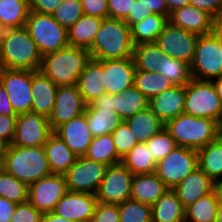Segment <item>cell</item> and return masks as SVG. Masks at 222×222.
Here are the masks:
<instances>
[{
    "instance_id": "cell-1",
    "label": "cell",
    "mask_w": 222,
    "mask_h": 222,
    "mask_svg": "<svg viewBox=\"0 0 222 222\" xmlns=\"http://www.w3.org/2000/svg\"><path fill=\"white\" fill-rule=\"evenodd\" d=\"M88 51L94 59L132 58L134 43L130 26L122 19L104 18Z\"/></svg>"
},
{
    "instance_id": "cell-2",
    "label": "cell",
    "mask_w": 222,
    "mask_h": 222,
    "mask_svg": "<svg viewBox=\"0 0 222 222\" xmlns=\"http://www.w3.org/2000/svg\"><path fill=\"white\" fill-rule=\"evenodd\" d=\"M3 169L28 186L52 174L44 146H5Z\"/></svg>"
},
{
    "instance_id": "cell-3",
    "label": "cell",
    "mask_w": 222,
    "mask_h": 222,
    "mask_svg": "<svg viewBox=\"0 0 222 222\" xmlns=\"http://www.w3.org/2000/svg\"><path fill=\"white\" fill-rule=\"evenodd\" d=\"M90 59L88 50L68 45L42 56L39 71L58 86L77 85L78 78Z\"/></svg>"
},
{
    "instance_id": "cell-4",
    "label": "cell",
    "mask_w": 222,
    "mask_h": 222,
    "mask_svg": "<svg viewBox=\"0 0 222 222\" xmlns=\"http://www.w3.org/2000/svg\"><path fill=\"white\" fill-rule=\"evenodd\" d=\"M41 60L42 56L25 26L5 30L0 51L3 68L39 71Z\"/></svg>"
},
{
    "instance_id": "cell-5",
    "label": "cell",
    "mask_w": 222,
    "mask_h": 222,
    "mask_svg": "<svg viewBox=\"0 0 222 222\" xmlns=\"http://www.w3.org/2000/svg\"><path fill=\"white\" fill-rule=\"evenodd\" d=\"M179 146L199 150L220 136V124L209 118L181 114L165 123Z\"/></svg>"
},
{
    "instance_id": "cell-6",
    "label": "cell",
    "mask_w": 222,
    "mask_h": 222,
    "mask_svg": "<svg viewBox=\"0 0 222 222\" xmlns=\"http://www.w3.org/2000/svg\"><path fill=\"white\" fill-rule=\"evenodd\" d=\"M190 70L195 80L212 81L222 76L220 25L213 33L199 35Z\"/></svg>"
},
{
    "instance_id": "cell-7",
    "label": "cell",
    "mask_w": 222,
    "mask_h": 222,
    "mask_svg": "<svg viewBox=\"0 0 222 222\" xmlns=\"http://www.w3.org/2000/svg\"><path fill=\"white\" fill-rule=\"evenodd\" d=\"M25 27L41 56L69 45L67 28L61 26L51 14L30 11Z\"/></svg>"
},
{
    "instance_id": "cell-8",
    "label": "cell",
    "mask_w": 222,
    "mask_h": 222,
    "mask_svg": "<svg viewBox=\"0 0 222 222\" xmlns=\"http://www.w3.org/2000/svg\"><path fill=\"white\" fill-rule=\"evenodd\" d=\"M184 113L221 123L222 102L212 81L191 79L186 84Z\"/></svg>"
},
{
    "instance_id": "cell-9",
    "label": "cell",
    "mask_w": 222,
    "mask_h": 222,
    "mask_svg": "<svg viewBox=\"0 0 222 222\" xmlns=\"http://www.w3.org/2000/svg\"><path fill=\"white\" fill-rule=\"evenodd\" d=\"M198 167L197 150L178 146L156 163L154 173L169 189H173Z\"/></svg>"
},
{
    "instance_id": "cell-10",
    "label": "cell",
    "mask_w": 222,
    "mask_h": 222,
    "mask_svg": "<svg viewBox=\"0 0 222 222\" xmlns=\"http://www.w3.org/2000/svg\"><path fill=\"white\" fill-rule=\"evenodd\" d=\"M107 165L78 157L76 162L63 174L70 192L96 194L104 178Z\"/></svg>"
},
{
    "instance_id": "cell-11",
    "label": "cell",
    "mask_w": 222,
    "mask_h": 222,
    "mask_svg": "<svg viewBox=\"0 0 222 222\" xmlns=\"http://www.w3.org/2000/svg\"><path fill=\"white\" fill-rule=\"evenodd\" d=\"M134 175L121 162L107 166L104 178L96 192L99 203L120 204L130 200Z\"/></svg>"
},
{
    "instance_id": "cell-12",
    "label": "cell",
    "mask_w": 222,
    "mask_h": 222,
    "mask_svg": "<svg viewBox=\"0 0 222 222\" xmlns=\"http://www.w3.org/2000/svg\"><path fill=\"white\" fill-rule=\"evenodd\" d=\"M0 85L6 90L8 100L17 115L31 112L32 71L3 68L0 74Z\"/></svg>"
},
{
    "instance_id": "cell-13",
    "label": "cell",
    "mask_w": 222,
    "mask_h": 222,
    "mask_svg": "<svg viewBox=\"0 0 222 222\" xmlns=\"http://www.w3.org/2000/svg\"><path fill=\"white\" fill-rule=\"evenodd\" d=\"M85 115L93 137L111 134L123 121L115 108L114 94H103L86 106Z\"/></svg>"
},
{
    "instance_id": "cell-14",
    "label": "cell",
    "mask_w": 222,
    "mask_h": 222,
    "mask_svg": "<svg viewBox=\"0 0 222 222\" xmlns=\"http://www.w3.org/2000/svg\"><path fill=\"white\" fill-rule=\"evenodd\" d=\"M199 35L169 22L157 37L156 44L167 55L191 64Z\"/></svg>"
},
{
    "instance_id": "cell-15",
    "label": "cell",
    "mask_w": 222,
    "mask_h": 222,
    "mask_svg": "<svg viewBox=\"0 0 222 222\" xmlns=\"http://www.w3.org/2000/svg\"><path fill=\"white\" fill-rule=\"evenodd\" d=\"M53 130L48 118L34 112L18 114L15 136L11 145L20 147L44 146Z\"/></svg>"
},
{
    "instance_id": "cell-16",
    "label": "cell",
    "mask_w": 222,
    "mask_h": 222,
    "mask_svg": "<svg viewBox=\"0 0 222 222\" xmlns=\"http://www.w3.org/2000/svg\"><path fill=\"white\" fill-rule=\"evenodd\" d=\"M67 192L64 175L51 174L29 185L28 201L42 213L53 212Z\"/></svg>"
},
{
    "instance_id": "cell-17",
    "label": "cell",
    "mask_w": 222,
    "mask_h": 222,
    "mask_svg": "<svg viewBox=\"0 0 222 222\" xmlns=\"http://www.w3.org/2000/svg\"><path fill=\"white\" fill-rule=\"evenodd\" d=\"M86 106L77 85L58 86L54 107L48 117L51 129L54 131L61 124L83 114Z\"/></svg>"
},
{
    "instance_id": "cell-18",
    "label": "cell",
    "mask_w": 222,
    "mask_h": 222,
    "mask_svg": "<svg viewBox=\"0 0 222 222\" xmlns=\"http://www.w3.org/2000/svg\"><path fill=\"white\" fill-rule=\"evenodd\" d=\"M97 203L95 194L68 191L57 202L53 212L73 222H90Z\"/></svg>"
},
{
    "instance_id": "cell-19",
    "label": "cell",
    "mask_w": 222,
    "mask_h": 222,
    "mask_svg": "<svg viewBox=\"0 0 222 222\" xmlns=\"http://www.w3.org/2000/svg\"><path fill=\"white\" fill-rule=\"evenodd\" d=\"M168 22L198 35L213 33L220 25L209 13L190 4L170 12Z\"/></svg>"
},
{
    "instance_id": "cell-20",
    "label": "cell",
    "mask_w": 222,
    "mask_h": 222,
    "mask_svg": "<svg viewBox=\"0 0 222 222\" xmlns=\"http://www.w3.org/2000/svg\"><path fill=\"white\" fill-rule=\"evenodd\" d=\"M135 64L133 58L103 60V86L108 94H120L134 85Z\"/></svg>"
},
{
    "instance_id": "cell-21",
    "label": "cell",
    "mask_w": 222,
    "mask_h": 222,
    "mask_svg": "<svg viewBox=\"0 0 222 222\" xmlns=\"http://www.w3.org/2000/svg\"><path fill=\"white\" fill-rule=\"evenodd\" d=\"M78 157L86 155L93 136L88 128L85 113L58 126L53 131Z\"/></svg>"
},
{
    "instance_id": "cell-22",
    "label": "cell",
    "mask_w": 222,
    "mask_h": 222,
    "mask_svg": "<svg viewBox=\"0 0 222 222\" xmlns=\"http://www.w3.org/2000/svg\"><path fill=\"white\" fill-rule=\"evenodd\" d=\"M186 85H173L149 100V108L163 123L184 113Z\"/></svg>"
},
{
    "instance_id": "cell-23",
    "label": "cell",
    "mask_w": 222,
    "mask_h": 222,
    "mask_svg": "<svg viewBox=\"0 0 222 222\" xmlns=\"http://www.w3.org/2000/svg\"><path fill=\"white\" fill-rule=\"evenodd\" d=\"M184 208L214 191V181L199 167L173 188Z\"/></svg>"
},
{
    "instance_id": "cell-24",
    "label": "cell",
    "mask_w": 222,
    "mask_h": 222,
    "mask_svg": "<svg viewBox=\"0 0 222 222\" xmlns=\"http://www.w3.org/2000/svg\"><path fill=\"white\" fill-rule=\"evenodd\" d=\"M58 85L40 71H32L31 92L33 96L31 112L49 117L52 113Z\"/></svg>"
},
{
    "instance_id": "cell-25",
    "label": "cell",
    "mask_w": 222,
    "mask_h": 222,
    "mask_svg": "<svg viewBox=\"0 0 222 222\" xmlns=\"http://www.w3.org/2000/svg\"><path fill=\"white\" fill-rule=\"evenodd\" d=\"M103 75V60L91 58L77 82V88L87 105L106 94L105 86L102 85Z\"/></svg>"
},
{
    "instance_id": "cell-26",
    "label": "cell",
    "mask_w": 222,
    "mask_h": 222,
    "mask_svg": "<svg viewBox=\"0 0 222 222\" xmlns=\"http://www.w3.org/2000/svg\"><path fill=\"white\" fill-rule=\"evenodd\" d=\"M168 189L155 173L134 175L130 199L152 206Z\"/></svg>"
},
{
    "instance_id": "cell-27",
    "label": "cell",
    "mask_w": 222,
    "mask_h": 222,
    "mask_svg": "<svg viewBox=\"0 0 222 222\" xmlns=\"http://www.w3.org/2000/svg\"><path fill=\"white\" fill-rule=\"evenodd\" d=\"M46 157L52 174H64L77 160L78 156L68 148L54 132L44 144Z\"/></svg>"
},
{
    "instance_id": "cell-28",
    "label": "cell",
    "mask_w": 222,
    "mask_h": 222,
    "mask_svg": "<svg viewBox=\"0 0 222 222\" xmlns=\"http://www.w3.org/2000/svg\"><path fill=\"white\" fill-rule=\"evenodd\" d=\"M151 209L152 222H185V208L173 189H168Z\"/></svg>"
},
{
    "instance_id": "cell-29",
    "label": "cell",
    "mask_w": 222,
    "mask_h": 222,
    "mask_svg": "<svg viewBox=\"0 0 222 222\" xmlns=\"http://www.w3.org/2000/svg\"><path fill=\"white\" fill-rule=\"evenodd\" d=\"M102 21L99 17L83 14L67 29L69 45L89 50Z\"/></svg>"
},
{
    "instance_id": "cell-30",
    "label": "cell",
    "mask_w": 222,
    "mask_h": 222,
    "mask_svg": "<svg viewBox=\"0 0 222 222\" xmlns=\"http://www.w3.org/2000/svg\"><path fill=\"white\" fill-rule=\"evenodd\" d=\"M125 121L138 142H146L165 127V123L157 118L149 107L137 112Z\"/></svg>"
},
{
    "instance_id": "cell-31",
    "label": "cell",
    "mask_w": 222,
    "mask_h": 222,
    "mask_svg": "<svg viewBox=\"0 0 222 222\" xmlns=\"http://www.w3.org/2000/svg\"><path fill=\"white\" fill-rule=\"evenodd\" d=\"M198 165L214 182L222 179V137L197 150Z\"/></svg>"
},
{
    "instance_id": "cell-32",
    "label": "cell",
    "mask_w": 222,
    "mask_h": 222,
    "mask_svg": "<svg viewBox=\"0 0 222 222\" xmlns=\"http://www.w3.org/2000/svg\"><path fill=\"white\" fill-rule=\"evenodd\" d=\"M167 23V16L152 13L142 21L132 24L130 30L134 45L156 42L158 35Z\"/></svg>"
},
{
    "instance_id": "cell-33",
    "label": "cell",
    "mask_w": 222,
    "mask_h": 222,
    "mask_svg": "<svg viewBox=\"0 0 222 222\" xmlns=\"http://www.w3.org/2000/svg\"><path fill=\"white\" fill-rule=\"evenodd\" d=\"M117 114L124 120L149 107V100L134 85L114 94Z\"/></svg>"
},
{
    "instance_id": "cell-34",
    "label": "cell",
    "mask_w": 222,
    "mask_h": 222,
    "mask_svg": "<svg viewBox=\"0 0 222 222\" xmlns=\"http://www.w3.org/2000/svg\"><path fill=\"white\" fill-rule=\"evenodd\" d=\"M29 12V0H0V24L5 29L24 27Z\"/></svg>"
},
{
    "instance_id": "cell-35",
    "label": "cell",
    "mask_w": 222,
    "mask_h": 222,
    "mask_svg": "<svg viewBox=\"0 0 222 222\" xmlns=\"http://www.w3.org/2000/svg\"><path fill=\"white\" fill-rule=\"evenodd\" d=\"M133 175L154 173L156 161L146 142H138L121 161Z\"/></svg>"
},
{
    "instance_id": "cell-36",
    "label": "cell",
    "mask_w": 222,
    "mask_h": 222,
    "mask_svg": "<svg viewBox=\"0 0 222 222\" xmlns=\"http://www.w3.org/2000/svg\"><path fill=\"white\" fill-rule=\"evenodd\" d=\"M86 158L107 166L121 163L111 134L94 137L89 145Z\"/></svg>"
},
{
    "instance_id": "cell-37",
    "label": "cell",
    "mask_w": 222,
    "mask_h": 222,
    "mask_svg": "<svg viewBox=\"0 0 222 222\" xmlns=\"http://www.w3.org/2000/svg\"><path fill=\"white\" fill-rule=\"evenodd\" d=\"M218 203L215 191L198 199L185 208V222H216Z\"/></svg>"
},
{
    "instance_id": "cell-38",
    "label": "cell",
    "mask_w": 222,
    "mask_h": 222,
    "mask_svg": "<svg viewBox=\"0 0 222 222\" xmlns=\"http://www.w3.org/2000/svg\"><path fill=\"white\" fill-rule=\"evenodd\" d=\"M166 54L155 42L134 45L133 60L136 70L156 72L160 68L161 58Z\"/></svg>"
},
{
    "instance_id": "cell-39",
    "label": "cell",
    "mask_w": 222,
    "mask_h": 222,
    "mask_svg": "<svg viewBox=\"0 0 222 222\" xmlns=\"http://www.w3.org/2000/svg\"><path fill=\"white\" fill-rule=\"evenodd\" d=\"M134 86L150 100L152 97L162 93L173 86L169 79L157 72L136 70L134 74Z\"/></svg>"
},
{
    "instance_id": "cell-40",
    "label": "cell",
    "mask_w": 222,
    "mask_h": 222,
    "mask_svg": "<svg viewBox=\"0 0 222 222\" xmlns=\"http://www.w3.org/2000/svg\"><path fill=\"white\" fill-rule=\"evenodd\" d=\"M156 72L166 76L173 85H186L192 79L190 64L167 55L161 58Z\"/></svg>"
},
{
    "instance_id": "cell-41",
    "label": "cell",
    "mask_w": 222,
    "mask_h": 222,
    "mask_svg": "<svg viewBox=\"0 0 222 222\" xmlns=\"http://www.w3.org/2000/svg\"><path fill=\"white\" fill-rule=\"evenodd\" d=\"M29 186L4 169L0 173V196L17 204L28 201Z\"/></svg>"
},
{
    "instance_id": "cell-42",
    "label": "cell",
    "mask_w": 222,
    "mask_h": 222,
    "mask_svg": "<svg viewBox=\"0 0 222 222\" xmlns=\"http://www.w3.org/2000/svg\"><path fill=\"white\" fill-rule=\"evenodd\" d=\"M120 222H152V209L148 204L126 200L118 204Z\"/></svg>"
},
{
    "instance_id": "cell-43",
    "label": "cell",
    "mask_w": 222,
    "mask_h": 222,
    "mask_svg": "<svg viewBox=\"0 0 222 222\" xmlns=\"http://www.w3.org/2000/svg\"><path fill=\"white\" fill-rule=\"evenodd\" d=\"M146 144L156 163L179 146L165 127L159 133L149 138Z\"/></svg>"
},
{
    "instance_id": "cell-44",
    "label": "cell",
    "mask_w": 222,
    "mask_h": 222,
    "mask_svg": "<svg viewBox=\"0 0 222 222\" xmlns=\"http://www.w3.org/2000/svg\"><path fill=\"white\" fill-rule=\"evenodd\" d=\"M83 14L80 0H63L51 15L61 26L68 29L74 25Z\"/></svg>"
},
{
    "instance_id": "cell-45",
    "label": "cell",
    "mask_w": 222,
    "mask_h": 222,
    "mask_svg": "<svg viewBox=\"0 0 222 222\" xmlns=\"http://www.w3.org/2000/svg\"><path fill=\"white\" fill-rule=\"evenodd\" d=\"M111 136L121 159L138 143L125 120L111 133Z\"/></svg>"
},
{
    "instance_id": "cell-46",
    "label": "cell",
    "mask_w": 222,
    "mask_h": 222,
    "mask_svg": "<svg viewBox=\"0 0 222 222\" xmlns=\"http://www.w3.org/2000/svg\"><path fill=\"white\" fill-rule=\"evenodd\" d=\"M43 213L29 201L17 204L10 222H41Z\"/></svg>"
},
{
    "instance_id": "cell-47",
    "label": "cell",
    "mask_w": 222,
    "mask_h": 222,
    "mask_svg": "<svg viewBox=\"0 0 222 222\" xmlns=\"http://www.w3.org/2000/svg\"><path fill=\"white\" fill-rule=\"evenodd\" d=\"M90 222H120L118 204L98 202Z\"/></svg>"
},
{
    "instance_id": "cell-48",
    "label": "cell",
    "mask_w": 222,
    "mask_h": 222,
    "mask_svg": "<svg viewBox=\"0 0 222 222\" xmlns=\"http://www.w3.org/2000/svg\"><path fill=\"white\" fill-rule=\"evenodd\" d=\"M17 115H0V143L4 146L12 144L15 136Z\"/></svg>"
},
{
    "instance_id": "cell-49",
    "label": "cell",
    "mask_w": 222,
    "mask_h": 222,
    "mask_svg": "<svg viewBox=\"0 0 222 222\" xmlns=\"http://www.w3.org/2000/svg\"><path fill=\"white\" fill-rule=\"evenodd\" d=\"M85 15L99 17L101 19L109 17L108 0H80Z\"/></svg>"
},
{
    "instance_id": "cell-50",
    "label": "cell",
    "mask_w": 222,
    "mask_h": 222,
    "mask_svg": "<svg viewBox=\"0 0 222 222\" xmlns=\"http://www.w3.org/2000/svg\"><path fill=\"white\" fill-rule=\"evenodd\" d=\"M190 5L209 13L219 24H222V0H190Z\"/></svg>"
},
{
    "instance_id": "cell-51",
    "label": "cell",
    "mask_w": 222,
    "mask_h": 222,
    "mask_svg": "<svg viewBox=\"0 0 222 222\" xmlns=\"http://www.w3.org/2000/svg\"><path fill=\"white\" fill-rule=\"evenodd\" d=\"M137 0H108L109 18L124 20Z\"/></svg>"
},
{
    "instance_id": "cell-52",
    "label": "cell",
    "mask_w": 222,
    "mask_h": 222,
    "mask_svg": "<svg viewBox=\"0 0 222 222\" xmlns=\"http://www.w3.org/2000/svg\"><path fill=\"white\" fill-rule=\"evenodd\" d=\"M63 0H29L30 11L52 14Z\"/></svg>"
},
{
    "instance_id": "cell-53",
    "label": "cell",
    "mask_w": 222,
    "mask_h": 222,
    "mask_svg": "<svg viewBox=\"0 0 222 222\" xmlns=\"http://www.w3.org/2000/svg\"><path fill=\"white\" fill-rule=\"evenodd\" d=\"M152 14L151 10L149 8H146L142 5L140 1H136L134 3V7L132 8V11L129 12L127 17L124 19V21L131 26L134 23H138L142 21L145 17Z\"/></svg>"
},
{
    "instance_id": "cell-54",
    "label": "cell",
    "mask_w": 222,
    "mask_h": 222,
    "mask_svg": "<svg viewBox=\"0 0 222 222\" xmlns=\"http://www.w3.org/2000/svg\"><path fill=\"white\" fill-rule=\"evenodd\" d=\"M17 203L0 196V222H10Z\"/></svg>"
},
{
    "instance_id": "cell-55",
    "label": "cell",
    "mask_w": 222,
    "mask_h": 222,
    "mask_svg": "<svg viewBox=\"0 0 222 222\" xmlns=\"http://www.w3.org/2000/svg\"><path fill=\"white\" fill-rule=\"evenodd\" d=\"M146 8H149L152 13L160 14L169 17V11L165 0H138Z\"/></svg>"
},
{
    "instance_id": "cell-56",
    "label": "cell",
    "mask_w": 222,
    "mask_h": 222,
    "mask_svg": "<svg viewBox=\"0 0 222 222\" xmlns=\"http://www.w3.org/2000/svg\"><path fill=\"white\" fill-rule=\"evenodd\" d=\"M0 115H17L14 112L10 101L8 100V94L4 87L0 85Z\"/></svg>"
},
{
    "instance_id": "cell-57",
    "label": "cell",
    "mask_w": 222,
    "mask_h": 222,
    "mask_svg": "<svg viewBox=\"0 0 222 222\" xmlns=\"http://www.w3.org/2000/svg\"><path fill=\"white\" fill-rule=\"evenodd\" d=\"M41 222H73V221L58 216L54 212H48V213H43Z\"/></svg>"
},
{
    "instance_id": "cell-58",
    "label": "cell",
    "mask_w": 222,
    "mask_h": 222,
    "mask_svg": "<svg viewBox=\"0 0 222 222\" xmlns=\"http://www.w3.org/2000/svg\"><path fill=\"white\" fill-rule=\"evenodd\" d=\"M169 13L190 4V0H165Z\"/></svg>"
},
{
    "instance_id": "cell-59",
    "label": "cell",
    "mask_w": 222,
    "mask_h": 222,
    "mask_svg": "<svg viewBox=\"0 0 222 222\" xmlns=\"http://www.w3.org/2000/svg\"><path fill=\"white\" fill-rule=\"evenodd\" d=\"M212 83L215 86V89L217 91V95L219 96V98L222 102V76L213 79Z\"/></svg>"
},
{
    "instance_id": "cell-60",
    "label": "cell",
    "mask_w": 222,
    "mask_h": 222,
    "mask_svg": "<svg viewBox=\"0 0 222 222\" xmlns=\"http://www.w3.org/2000/svg\"><path fill=\"white\" fill-rule=\"evenodd\" d=\"M214 191L216 192L219 202H222V180L214 182Z\"/></svg>"
},
{
    "instance_id": "cell-61",
    "label": "cell",
    "mask_w": 222,
    "mask_h": 222,
    "mask_svg": "<svg viewBox=\"0 0 222 222\" xmlns=\"http://www.w3.org/2000/svg\"><path fill=\"white\" fill-rule=\"evenodd\" d=\"M216 222H222V202L218 203Z\"/></svg>"
},
{
    "instance_id": "cell-62",
    "label": "cell",
    "mask_w": 222,
    "mask_h": 222,
    "mask_svg": "<svg viewBox=\"0 0 222 222\" xmlns=\"http://www.w3.org/2000/svg\"><path fill=\"white\" fill-rule=\"evenodd\" d=\"M5 28H3L0 24V51L2 48V42H3V37H4V33H5Z\"/></svg>"
},
{
    "instance_id": "cell-63",
    "label": "cell",
    "mask_w": 222,
    "mask_h": 222,
    "mask_svg": "<svg viewBox=\"0 0 222 222\" xmlns=\"http://www.w3.org/2000/svg\"><path fill=\"white\" fill-rule=\"evenodd\" d=\"M4 148L5 146L2 143H0V157H3Z\"/></svg>"
},
{
    "instance_id": "cell-64",
    "label": "cell",
    "mask_w": 222,
    "mask_h": 222,
    "mask_svg": "<svg viewBox=\"0 0 222 222\" xmlns=\"http://www.w3.org/2000/svg\"><path fill=\"white\" fill-rule=\"evenodd\" d=\"M220 47L222 48V24H220Z\"/></svg>"
},
{
    "instance_id": "cell-65",
    "label": "cell",
    "mask_w": 222,
    "mask_h": 222,
    "mask_svg": "<svg viewBox=\"0 0 222 222\" xmlns=\"http://www.w3.org/2000/svg\"><path fill=\"white\" fill-rule=\"evenodd\" d=\"M3 170V157H0V173Z\"/></svg>"
},
{
    "instance_id": "cell-66",
    "label": "cell",
    "mask_w": 222,
    "mask_h": 222,
    "mask_svg": "<svg viewBox=\"0 0 222 222\" xmlns=\"http://www.w3.org/2000/svg\"><path fill=\"white\" fill-rule=\"evenodd\" d=\"M220 136L222 137V124H220Z\"/></svg>"
},
{
    "instance_id": "cell-67",
    "label": "cell",
    "mask_w": 222,
    "mask_h": 222,
    "mask_svg": "<svg viewBox=\"0 0 222 222\" xmlns=\"http://www.w3.org/2000/svg\"><path fill=\"white\" fill-rule=\"evenodd\" d=\"M2 69H3V67H2L1 62H0V74H1Z\"/></svg>"
}]
</instances>
